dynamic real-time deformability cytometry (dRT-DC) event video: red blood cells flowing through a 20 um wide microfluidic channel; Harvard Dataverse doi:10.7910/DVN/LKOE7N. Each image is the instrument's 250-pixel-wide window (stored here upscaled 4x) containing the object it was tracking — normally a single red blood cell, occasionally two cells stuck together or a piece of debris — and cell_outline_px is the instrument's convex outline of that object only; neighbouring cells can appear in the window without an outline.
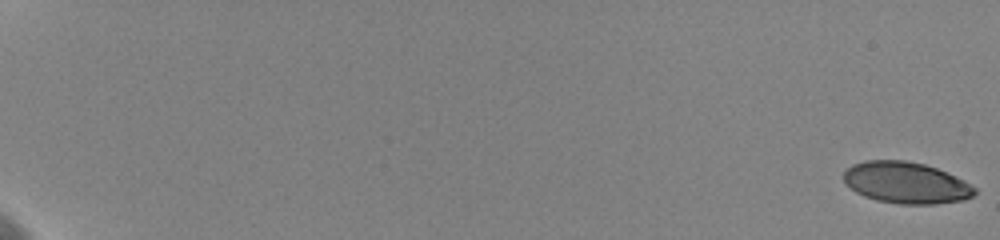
{"species": "human", "species_latin": "Homo sapiens", "temperature_condition": "cold", "stored_images_in_passage": 38, "camera_frame_rate_fps": 3000, "um_per_image_px": 0.085, "donor": {"sex": "female"}, "frame": {"image": 1, "passage_image": 1, "time_ms": 0.0, "image_size_px": [1000, 240], "cell_outline_px": [[976, 192], [972, 196], [964, 200], [932, 204], [900, 204], [876, 200], [864, 196], [856, 192], [844, 180], [844, 172], [852, 164], [864, 160], [904, 160], [924, 164], [936, 168], [964, 180], [976, 188]], "centroid_in_image_um": [77.02, 15.53], "position_along_channel_um": 8.0, "area_um2": 31.5}}
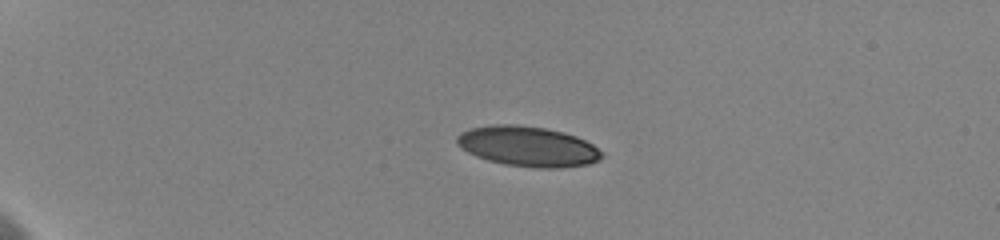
{"frame": {"image": 2, "passage_image": 24, "time_ms": 5.333, "image_size_px": [1000, 240], "cell_outline_px": [[604, 156], [600, 160], [588, 164], [560, 168], [536, 168], [504, 164], [488, 160], [476, 156], [468, 152], [456, 144], [456, 136], [460, 132], [472, 128], [492, 124], [516, 124], [544, 128], [564, 132], [576, 136], [592, 144], [604, 152]], "centroid_in_image_um": [44.88, 12.44], "position_along_channel_um": 40.1, "area_um2": 34.1}}